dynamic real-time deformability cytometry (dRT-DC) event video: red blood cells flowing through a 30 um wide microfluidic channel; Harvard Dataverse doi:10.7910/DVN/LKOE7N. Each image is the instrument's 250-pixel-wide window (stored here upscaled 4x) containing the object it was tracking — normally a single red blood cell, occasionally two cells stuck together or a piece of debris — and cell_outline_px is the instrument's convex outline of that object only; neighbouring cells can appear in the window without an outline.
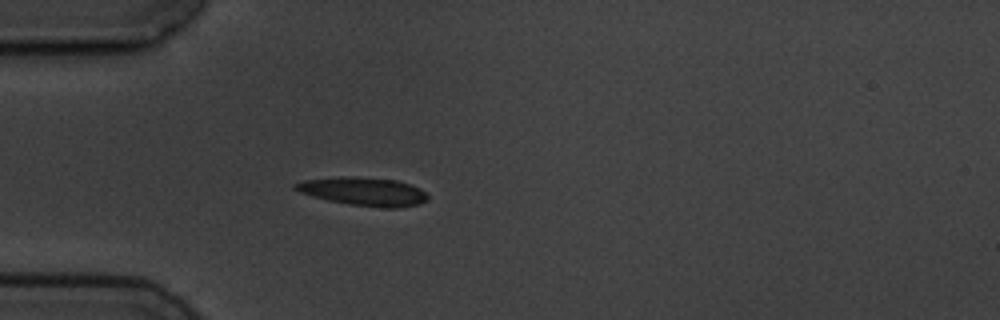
{"species": "common noctule bat (a hibernating species)", "species_latin": "Nyctalus noctula", "temperature_condition": "cold", "stored_images_in_passage": 4, "camera_frame_rate_fps": 3000, "um_per_image_px": 0.085, "animal": {"sex": "male", "body_mass_g": 19.5, "forearm_length_mm": 54.6}, "frame": {"image": 1, "passage_image": 4, "time_ms": 3.667, "image_size_px": [1000, 320], "cell_outline_px": [[428, 200], [420, 204], [400, 208], [380, 208], [348, 204], [328, 200], [312, 196], [300, 192], [292, 188], [292, 184], [304, 180], [340, 176], [344, 176], [396, 180], [420, 188], [428, 196]], "centroid_in_image_um": [30.89, 16.29], "position_along_channel_um": 54.1, "area_um2": 21.96}}